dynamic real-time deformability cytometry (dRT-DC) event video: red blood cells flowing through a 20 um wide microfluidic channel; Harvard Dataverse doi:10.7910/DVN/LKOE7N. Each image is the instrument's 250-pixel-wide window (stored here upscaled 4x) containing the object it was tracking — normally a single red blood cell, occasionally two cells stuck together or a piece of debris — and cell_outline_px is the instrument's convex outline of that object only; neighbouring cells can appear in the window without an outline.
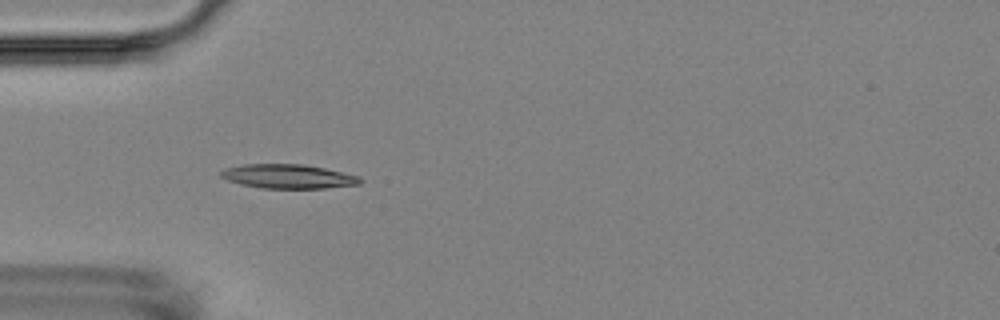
{"species": "Egyptian fruit bat (a non-hibernating species)", "species_latin": "Rousettus aegyptiacus", "temperature_condition": "room temperature", "stored_images_in_passage": 8, "camera_frame_rate_fps": 3000, "um_per_image_px": 0.085, "animal": {"sex": "female"}, "frame": {"image": 1, "passage_image": 3, "time_ms": 3.333, "image_size_px": [1000, 320], "cell_outline_px": [[364, 180], [360, 184], [324, 188], [260, 188], [240, 184], [228, 180], [220, 176], [220, 172], [224, 168], [244, 164], [304, 164], [324, 168], [360, 176]], "centroid_in_image_um": [24.5, 14.99], "position_along_channel_um": 60.5, "area_um2": 19.65}}
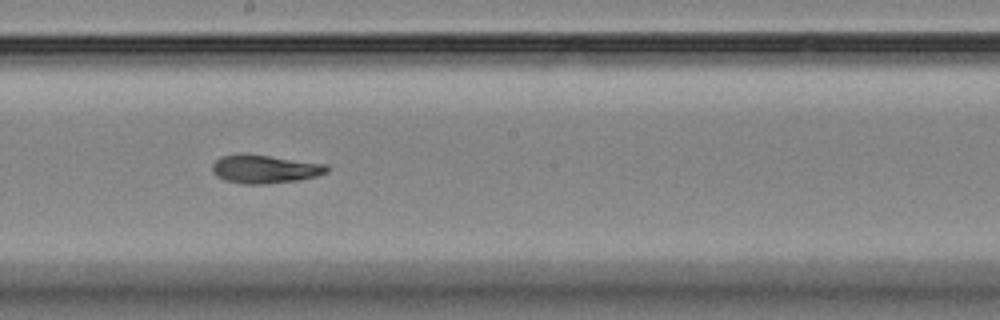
{"frame": {"image": 2, "passage_image": 7, "time_ms": 8.0, "image_size_px": [1000, 320], "cell_outline_px": [[328, 172], [316, 176], [296, 180], [268, 184], [244, 184], [224, 180], [216, 176], [212, 172], [212, 164], [220, 156], [244, 152], [328, 164]], "centroid_in_image_um": [22.47, 14.35], "position_along_channel_um": 225.7, "area_um2": 19.31}}
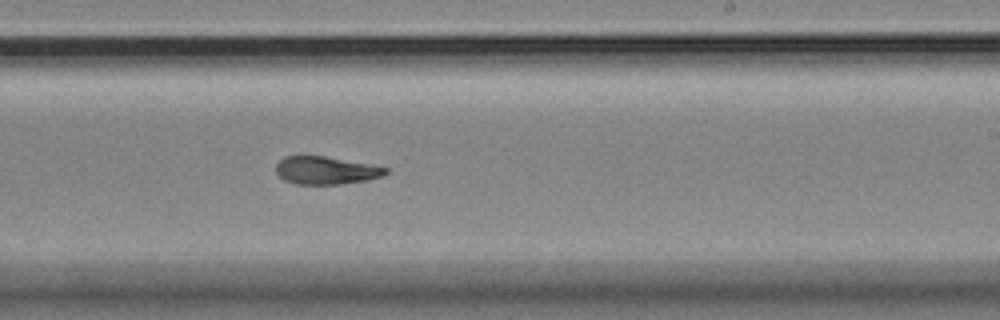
{"frame": {"image": 3, "passage_image": 8, "time_ms": 9.0, "image_size_px": [1000, 320], "cell_outline_px": [[388, 172], [384, 176], [368, 180], [340, 184], [296, 184], [284, 180], [276, 172], [276, 164], [284, 156], [324, 156], [368, 164], [388, 168]], "centroid_in_image_um": [27.7, 14.49], "position_along_channel_um": 261.3, "area_um2": 17.69}}